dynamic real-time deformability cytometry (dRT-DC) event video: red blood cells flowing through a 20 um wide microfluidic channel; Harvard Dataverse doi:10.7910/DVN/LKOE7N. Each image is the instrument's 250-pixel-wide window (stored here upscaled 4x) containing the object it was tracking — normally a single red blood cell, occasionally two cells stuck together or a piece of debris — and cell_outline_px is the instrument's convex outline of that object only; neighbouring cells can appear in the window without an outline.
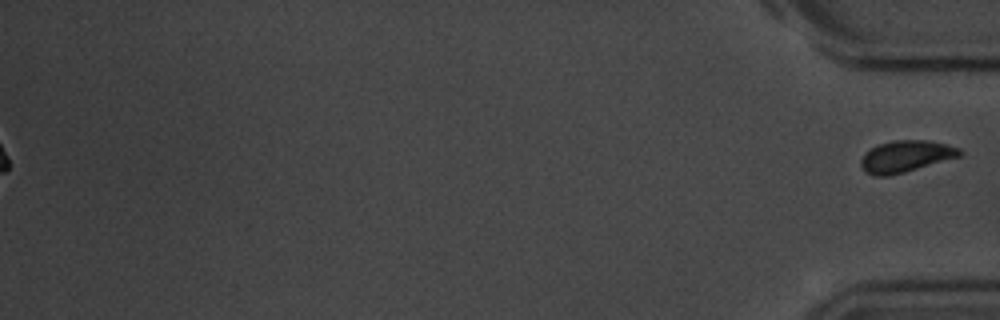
{"species": "common noctule bat (a hibernating species)", "species_latin": "Nyctalus noctula", "temperature_condition": "room temperature", "stored_images_in_passage": 53, "segment_of_instrument_passage": [2, 2], "camera_frame_rate_fps": 3000, "um_per_image_px": 0.085, "animal": {"sex": "male", "body_mass_g": 20.1, "forearm_length_mm": 53.5}, "frame": {"image": 1, "passage_image": 53, "time_ms": 17.333, "image_size_px": [1000, 320], "cell_outline_px": [[964, 152], [960, 156], [904, 172], [888, 176], [872, 176], [864, 172], [860, 164], [860, 160], [872, 148], [880, 144], [896, 140], [924, 140], [948, 144], [960, 148]], "centroid_in_image_um": [77.0, 13.3], "position_along_channel_um": 358.2, "area_um2": 18.03}}